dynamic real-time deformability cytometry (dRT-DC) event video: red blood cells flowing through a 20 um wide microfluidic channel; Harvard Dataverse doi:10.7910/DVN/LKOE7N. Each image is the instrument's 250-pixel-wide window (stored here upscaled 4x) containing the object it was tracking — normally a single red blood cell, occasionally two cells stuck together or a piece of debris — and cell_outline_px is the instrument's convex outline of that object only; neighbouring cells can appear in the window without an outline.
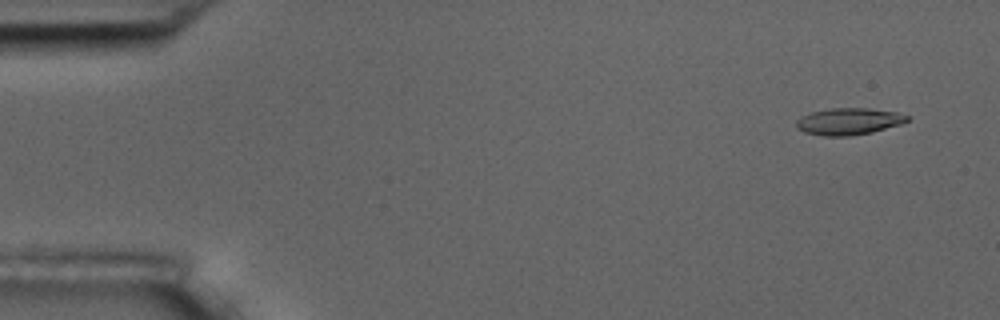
{"species": "common noctule bat (a hibernating species)", "species_latin": "Nyctalus noctula", "temperature_condition": "room temperature", "stored_images_in_passage": 9, "camera_frame_rate_fps": 3000, "um_per_image_px": 0.085, "animal": {"sex": "male", "body_mass_g": 17.5, "forearm_length_mm": 52.3}, "frame": {"image": 1, "passage_image": 2, "time_ms": 1.0, "image_size_px": [1000, 320], "cell_outline_px": [[908, 120], [900, 124], [872, 132], [848, 136], [824, 136], [804, 132], [796, 128], [796, 120], [800, 116], [812, 112], [832, 108], [868, 108], [896, 112], [908, 116]], "centroid_in_image_um": [72.09, 10.32], "position_along_channel_um": 12.9, "area_um2": 17.22}}
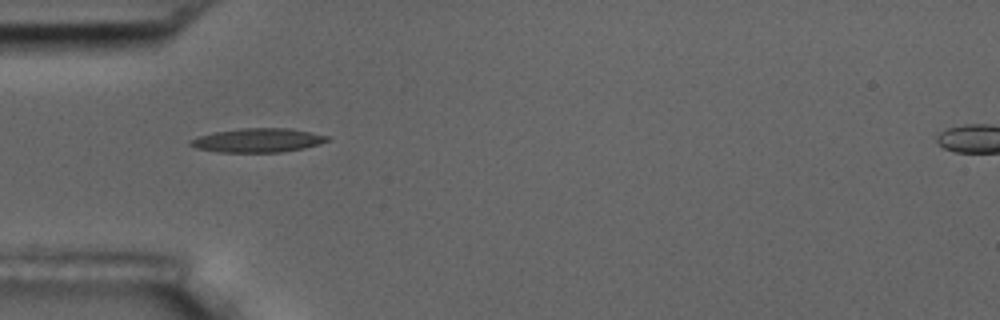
{"frame": {"image": 2, "passage_image": 6, "time_ms": 5.667, "image_size_px": [1000, 320], "cell_outline_px": [[328, 140], [320, 144], [304, 148], [280, 152], [216, 152], [196, 148], [188, 144], [188, 140], [196, 136], [212, 132], [244, 128], [288, 128], [328, 136]], "centroid_in_image_um": [21.83, 11.93], "position_along_channel_um": 63.2, "area_um2": 19.13}}
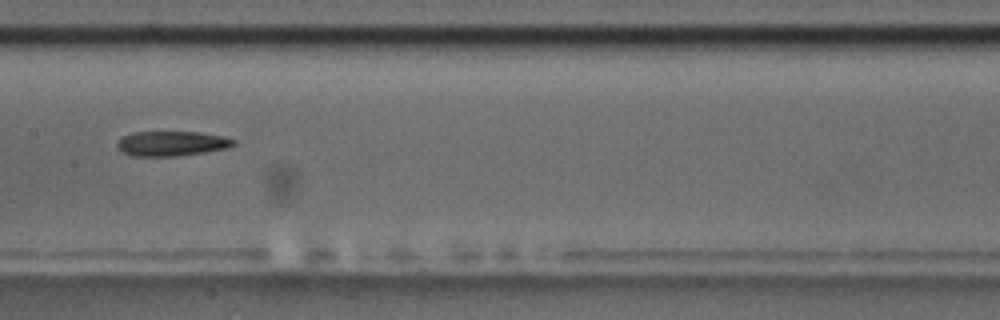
{"frame": {"image": 3, "passage_image": 9, "time_ms": 9.333, "image_size_px": [1000, 320], "cell_outline_px": [[236, 144], [228, 148], [204, 152], [176, 156], [132, 156], [116, 148], [116, 144], [124, 136], [132, 132], [200, 132], [224, 136], [236, 140]], "centroid_in_image_um": [14.62, 12.2], "position_along_channel_um": 192.8, "area_um2": 16.88}}